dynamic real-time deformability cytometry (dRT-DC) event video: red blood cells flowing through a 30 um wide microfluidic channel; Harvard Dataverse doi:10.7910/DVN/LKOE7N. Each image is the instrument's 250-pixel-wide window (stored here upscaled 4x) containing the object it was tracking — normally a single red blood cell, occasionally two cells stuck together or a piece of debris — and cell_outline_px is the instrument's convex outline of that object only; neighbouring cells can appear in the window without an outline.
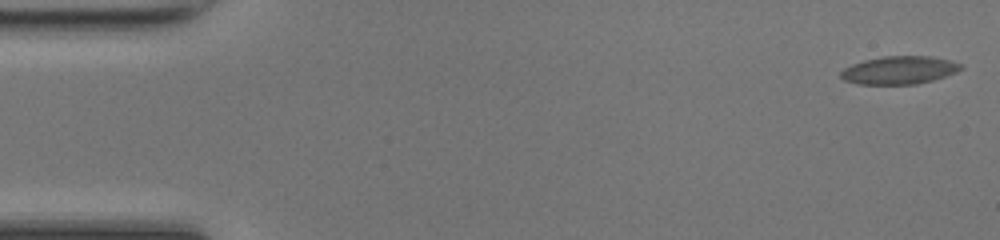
{"species": "common noctule bat (a hibernating species)", "species_latin": "Nyctalus noctula", "temperature_condition": "room temperature", "stored_images_in_passage": 48, "camera_frame_rate_fps": 3000, "um_per_image_px": 0.085, "animal": {"sex": "female", "body_mass_g": 17.0, "forearm_length_mm": 48.0}, "frame": {"image": 1, "passage_image": 1, "time_ms": 0.0, "image_size_px": [1000, 240], "cell_outline_px": [[964, 68], [956, 72], [932, 80], [916, 84], [856, 84], [844, 80], [840, 76], [840, 72], [844, 68], [852, 64], [864, 60], [884, 56], [932, 56], [948, 60], [960, 64]], "centroid_in_image_um": [76.41, 5.96], "position_along_channel_um": 8.6, "area_um2": 19.48}}
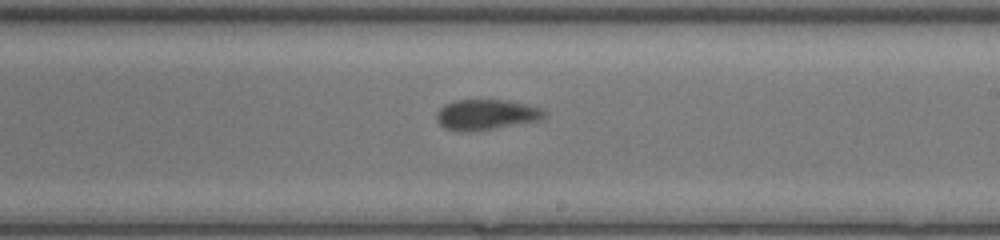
{"frame": {"image": 2, "passage_image": 28, "time_ms": 9.0, "image_size_px": [1000, 240], "cell_outline_px": [[548, 112], [540, 120], [496, 128], [464, 132], [444, 128], [436, 120], [436, 112], [444, 104], [456, 100], [508, 100], [544, 108]], "centroid_in_image_um": [41.34, 9.73], "position_along_channel_um": 247.7, "area_um2": 19.25}}
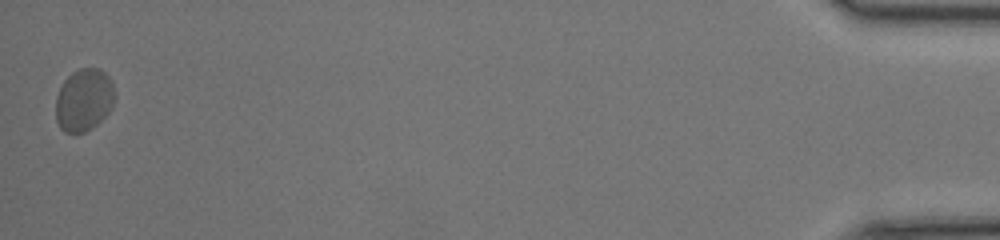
{"frame": {"image": 3, "passage_image": 48, "time_ms": 15.667, "image_size_px": [1000, 240], "cell_outline_px": [[116, 96], [112, 108], [92, 128], [84, 132], [64, 132], [60, 128], [56, 120], [56, 96], [64, 80], [72, 72], [80, 68], [100, 68], [108, 76], [112, 84]], "centroid_in_image_um": [7.14, 8.48], "position_along_channel_um": 428.1, "area_um2": 21.5}, "authors_computed_cell_mechanics": {"area_um2": 19.4497, "velocity_mm_per_s": 4.2459, "shape_relaxation_time_tau1_ms": null, "shape_relaxation_time_tau2_ms": 1.4045, "deformation_change_tau1": null, "deformation_change_tau2": 0.0685}}